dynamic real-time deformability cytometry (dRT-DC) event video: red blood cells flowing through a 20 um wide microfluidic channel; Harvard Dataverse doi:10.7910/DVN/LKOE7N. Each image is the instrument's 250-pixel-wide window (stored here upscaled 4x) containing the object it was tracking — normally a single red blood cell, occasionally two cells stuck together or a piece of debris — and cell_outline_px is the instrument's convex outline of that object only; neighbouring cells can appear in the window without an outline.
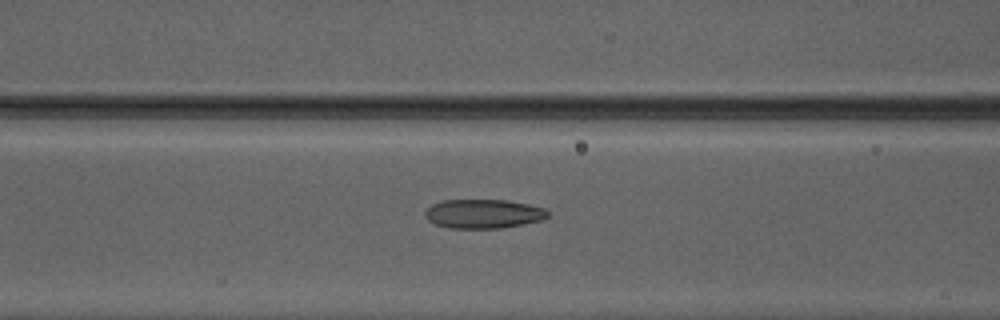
{"species": "Egyptian fruit bat (a non-hibernating species)", "species_latin": "Rousettus aegyptiacus", "temperature_condition": "warm", "stored_images_in_passage": 50, "camera_frame_rate_fps": 3000, "um_per_image_px": 0.085, "animal": {"sex": "male"}, "frame": {"image": 1, "passage_image": 22, "time_ms": 7.0, "image_size_px": [1000, 320], "cell_outline_px": [[548, 216], [544, 220], [500, 228], [452, 228], [436, 224], [428, 220], [424, 216], [424, 212], [432, 204], [444, 200], [508, 200], [528, 204], [544, 208], [548, 212]], "centroid_in_image_um": [41.09, 18.17], "position_along_channel_um": 125.5, "area_um2": 20.75}}
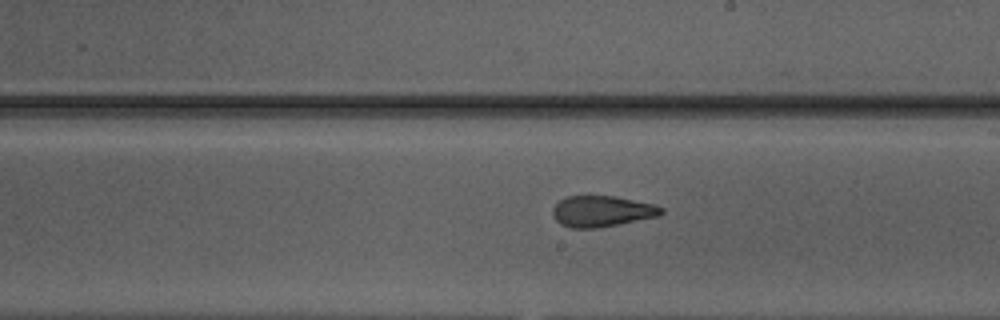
{"frame": {"image": 2, "passage_image": 30, "time_ms": 9.667, "image_size_px": [1000, 320], "cell_outline_px": [[664, 212], [660, 216], [596, 228], [572, 228], [560, 224], [552, 216], [552, 208], [560, 200], [568, 196], [612, 196], [652, 204], [664, 208]], "centroid_in_image_um": [51.14, 17.96], "position_along_channel_um": 237.9, "area_um2": 19.48}}
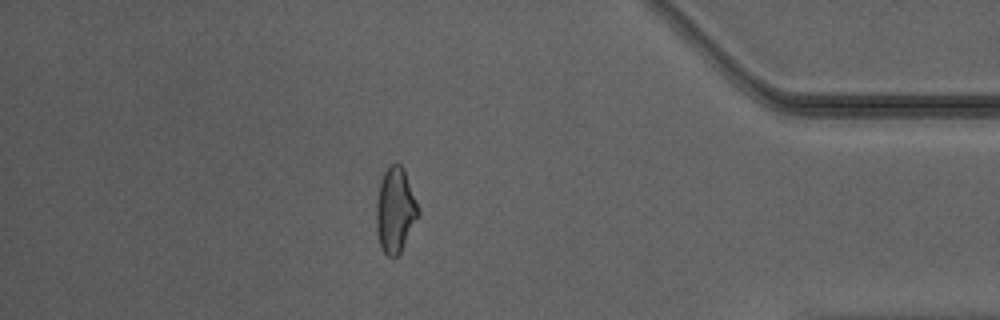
{"frame": {"image": 3, "passage_image": 44, "time_ms": 14.333, "image_size_px": [1000, 320], "cell_outline_px": [[420, 212], [400, 252], [392, 260], [380, 248], [376, 228], [376, 200], [380, 180], [384, 172], [392, 164], [400, 164], [404, 168]], "centroid_in_image_um": [33.57, 17.88], "position_along_channel_um": 401.6, "area_um2": 20.69}, "authors_computed_cell_mechanics": {"area_um2": 20.7791, "velocity_mm_per_s": 4.2144, "shape_relaxation_time_tau1_ms": 11.0082, "shape_relaxation_time_tau2_ms": 1.4933, "deformation_change_tau1": 0.2685, "deformation_change_tau2": 0.0871}}